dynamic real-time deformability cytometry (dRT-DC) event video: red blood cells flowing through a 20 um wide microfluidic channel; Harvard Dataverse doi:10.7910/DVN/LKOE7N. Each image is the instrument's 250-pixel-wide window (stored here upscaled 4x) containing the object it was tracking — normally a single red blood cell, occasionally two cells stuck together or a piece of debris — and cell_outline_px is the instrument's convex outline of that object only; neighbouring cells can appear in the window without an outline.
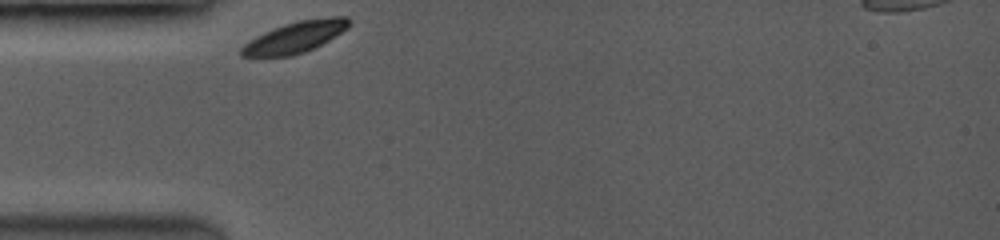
{"species": "common noctule bat (a hibernating species)", "species_latin": "Nyctalus noctula", "temperature_condition": "room temperature", "stored_images_in_passage": 3, "camera_frame_rate_fps": 3500, "um_per_image_px": 0.085, "animal": {"sex": "female", "body_mass_g": 19.0, "forearm_length_mm": 53.3}, "frame": {"image": 1, "passage_image": 1, "time_ms": 0.0, "image_size_px": [1000, 240], "cell_outline_px": [[352, 24], [348, 28], [328, 40], [304, 52], [288, 56], [240, 56], [240, 48], [248, 40], [272, 28], [296, 20], [328, 16], [348, 16], [352, 20]], "centroid_in_image_um": [25.12, 3.12], "position_along_channel_um": 59.9, "area_um2": 19.71}}